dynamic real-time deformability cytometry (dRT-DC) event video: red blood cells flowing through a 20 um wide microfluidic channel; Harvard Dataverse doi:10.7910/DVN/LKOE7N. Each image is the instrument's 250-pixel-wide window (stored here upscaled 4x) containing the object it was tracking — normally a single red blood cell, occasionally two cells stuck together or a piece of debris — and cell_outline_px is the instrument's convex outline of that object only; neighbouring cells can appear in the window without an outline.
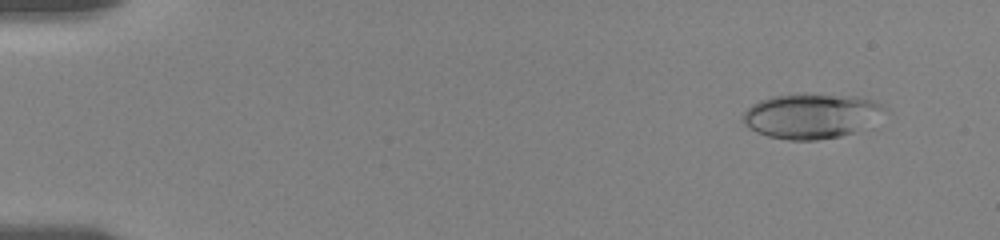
{"species": "human", "species_latin": "Homo sapiens", "temperature_condition": "room temperature", "stored_images_in_passage": 15, "camera_frame_rate_fps": 3000, "um_per_image_px": 0.085, "donor": {"sex": "female"}, "frame": {"image": 1, "passage_image": 5, "time_ms": 1.333, "image_size_px": [1000, 240], "cell_outline_px": [[888, 108], [856, 132], [840, 136], [816, 140], [788, 140], [768, 136], [756, 132], [748, 128], [740, 120], [744, 112], [752, 104], [760, 100], [772, 96], [856, 96], [872, 100], [884, 104]], "centroid_in_image_um": [68.9, 9.89], "position_along_channel_um": 16.1, "area_um2": 36.24}}